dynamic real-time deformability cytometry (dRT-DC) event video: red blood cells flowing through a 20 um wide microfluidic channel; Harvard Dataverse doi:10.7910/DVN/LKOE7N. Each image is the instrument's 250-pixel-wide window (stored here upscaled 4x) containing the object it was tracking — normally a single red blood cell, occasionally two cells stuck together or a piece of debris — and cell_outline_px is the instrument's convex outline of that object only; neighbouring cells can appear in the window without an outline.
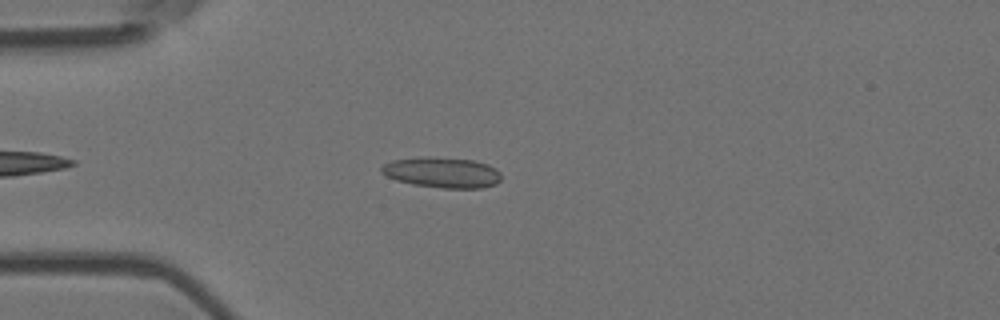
{"species": "Egyptian fruit bat (a non-hibernating species)", "species_latin": "Rousettus aegyptiacus", "temperature_condition": "room temperature", "stored_images_in_passage": 2, "camera_frame_rate_fps": 3000, "um_per_image_px": 0.085, "animal": {"sex": "female"}, "frame": {"image": 1, "passage_image": 1, "time_ms": 0.0, "image_size_px": [1000, 320], "cell_outline_px": [[500, 180], [496, 184], [480, 188], [444, 188], [412, 184], [396, 180], [380, 172], [380, 168], [384, 164], [392, 160], [424, 156], [428, 156], [472, 160], [488, 164], [496, 168], [500, 172]], "centroid_in_image_um": [37.58, 14.65], "position_along_channel_um": 47.4, "area_um2": 21.39}}